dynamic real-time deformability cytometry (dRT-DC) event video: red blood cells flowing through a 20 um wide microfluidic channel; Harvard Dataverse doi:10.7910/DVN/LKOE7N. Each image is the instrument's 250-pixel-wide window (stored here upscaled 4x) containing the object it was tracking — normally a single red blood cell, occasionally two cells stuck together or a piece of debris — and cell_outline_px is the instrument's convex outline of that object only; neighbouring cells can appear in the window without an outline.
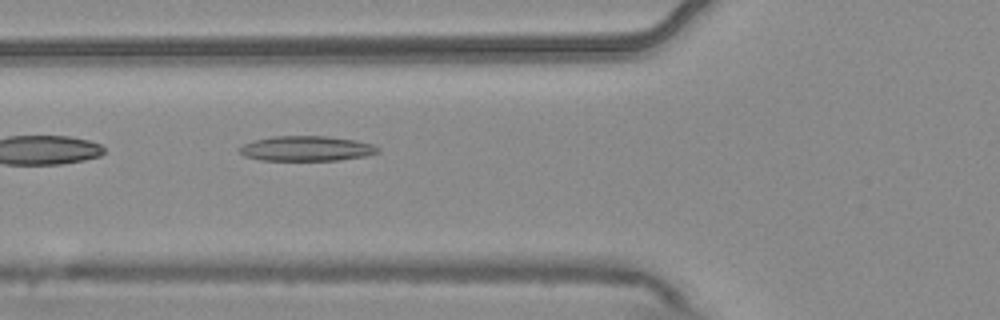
{"species": "common noctule bat (a hibernating species)", "species_latin": "Nyctalus noctula", "temperature_condition": "warm", "stored_images_in_passage": 5, "camera_frame_rate_fps": 3000, "um_per_image_px": 0.085, "animal": {"sex": "male", "body_mass_g": 20.4}, "frame": {"image": 1, "passage_image": 5, "time_ms": 1.333, "image_size_px": [1000, 320], "cell_outline_px": [[380, 152], [368, 156], [340, 160], [260, 160], [244, 156], [236, 148], [252, 140], [272, 136], [324, 136], [356, 140], [372, 144], [380, 148]], "centroid_in_image_um": [26.05, 12.62], "position_along_channel_um": 99.8, "area_um2": 20.4}}